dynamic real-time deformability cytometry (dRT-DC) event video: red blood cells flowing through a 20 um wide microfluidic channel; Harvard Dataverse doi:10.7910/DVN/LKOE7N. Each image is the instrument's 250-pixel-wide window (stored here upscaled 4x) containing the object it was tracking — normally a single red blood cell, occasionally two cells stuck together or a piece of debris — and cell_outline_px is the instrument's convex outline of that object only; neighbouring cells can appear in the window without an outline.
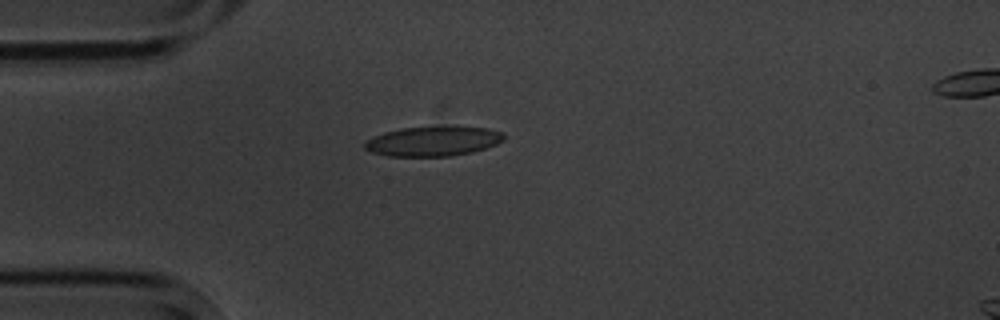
{"species": "common noctule bat (a hibernating species)", "species_latin": "Nyctalus noctula", "temperature_condition": "cold", "stored_images_in_passage": 6, "camera_frame_rate_fps": 3000, "um_per_image_px": 0.085, "animal": {"sex": "male", "body_mass_g": 20.1, "forearm_length_mm": 53.5}, "frame": {"image": 1, "passage_image": 4, "time_ms": 3.667, "image_size_px": [1000, 320], "cell_outline_px": [[504, 140], [496, 144], [472, 152], [448, 156], [388, 156], [372, 152], [364, 148], [364, 140], [384, 132], [404, 128], [448, 124], [488, 128], [504, 132]], "centroid_in_image_um": [36.84, 11.96], "position_along_channel_um": 48.2, "area_um2": 24.74}}
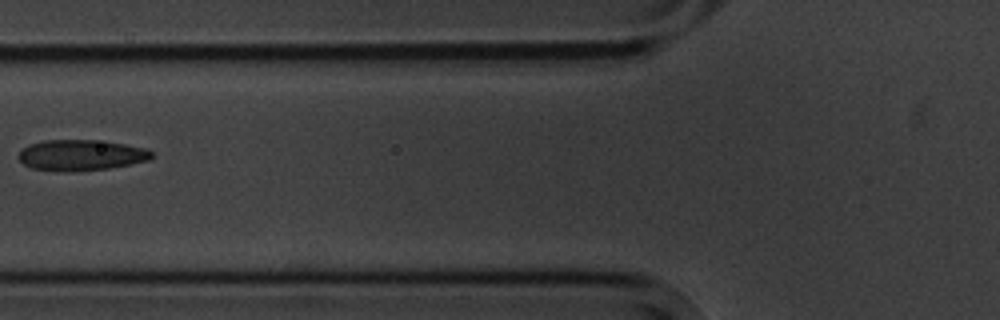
{"frame": {"image": 2, "passage_image": 6, "time_ms": 6.0, "image_size_px": [1000, 320], "cell_outline_px": [[156, 156], [148, 160], [108, 168], [32, 168], [24, 164], [16, 156], [28, 144], [44, 140], [92, 140], [124, 144], [148, 148]], "centroid_in_image_um": [6.93, 13.12], "position_along_channel_um": 118.9, "area_um2": 22.72}}